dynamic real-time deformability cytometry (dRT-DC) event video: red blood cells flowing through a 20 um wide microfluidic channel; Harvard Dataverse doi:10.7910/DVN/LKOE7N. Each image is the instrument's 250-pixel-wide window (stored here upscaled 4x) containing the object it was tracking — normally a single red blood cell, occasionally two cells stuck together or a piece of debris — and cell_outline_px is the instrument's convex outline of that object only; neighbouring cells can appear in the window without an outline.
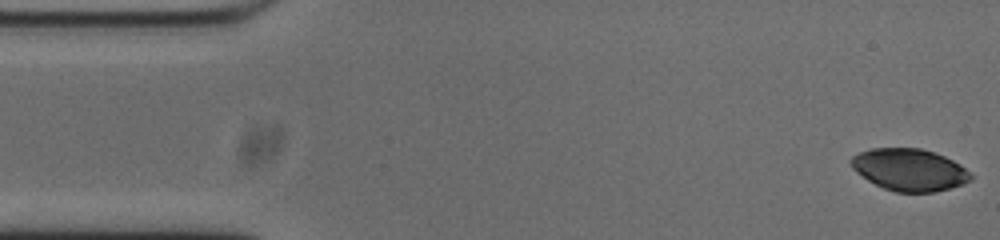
{"species": "common noctule bat (a hibernating species)", "species_latin": "Nyctalus noctula", "temperature_condition": "cold", "stored_images_in_passage": 52, "camera_frame_rate_fps": 3000, "um_per_image_px": 0.085, "animal": {"sex": "male", "body_mass_g": 20.0, "forearm_length_mm": 53.3}, "frame": {"image": 1, "passage_image": 1, "time_ms": 0.0, "image_size_px": [1000, 240], "cell_outline_px": [[972, 180], [964, 184], [936, 192], [896, 192], [884, 188], [868, 180], [856, 172], [852, 168], [848, 160], [852, 156], [860, 152], [872, 148], [920, 148], [944, 156], [960, 164], [972, 176]], "centroid_in_image_um": [77.28, 14.43], "position_along_channel_um": 7.7, "area_um2": 29.3}}